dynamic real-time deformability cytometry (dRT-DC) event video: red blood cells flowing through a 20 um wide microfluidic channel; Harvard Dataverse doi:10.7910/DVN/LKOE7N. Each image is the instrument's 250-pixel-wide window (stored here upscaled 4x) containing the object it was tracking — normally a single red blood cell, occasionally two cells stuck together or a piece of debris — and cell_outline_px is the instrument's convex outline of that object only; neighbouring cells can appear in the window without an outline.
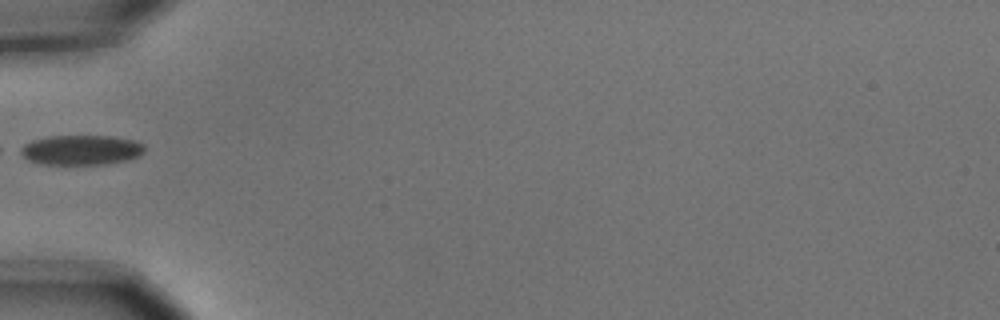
{"species": "common noctule bat (a hibernating species)", "species_latin": "Nyctalus noctula", "temperature_condition": "cold", "stored_images_in_passage": 7, "camera_frame_rate_fps": 3000, "um_per_image_px": 0.085, "animal": {"sex": "male", "body_mass_g": 15.6}, "frame": {"image": 1, "passage_image": 6, "time_ms": 1.667, "image_size_px": [1000, 320], "cell_outline_px": [[144, 152], [136, 156], [124, 160], [104, 164], [40, 164], [28, 160], [16, 152], [16, 148], [32, 140], [48, 136], [112, 136], [136, 140], [144, 144]], "centroid_in_image_um": [6.81, 12.74], "position_along_channel_um": 78.2, "area_um2": 21.79}}
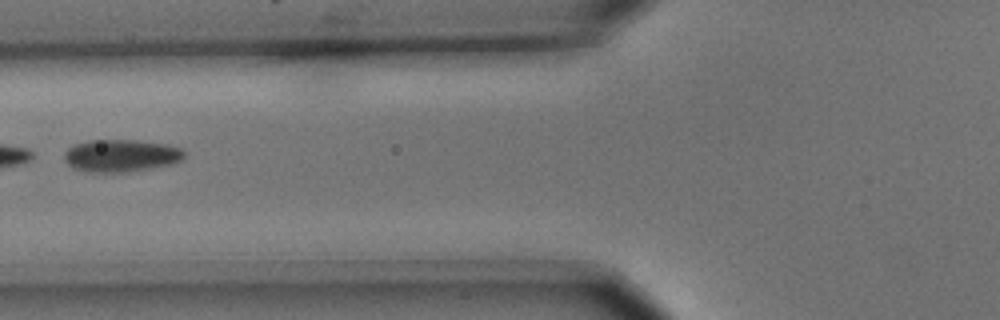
{"frame": {"image": 2, "passage_image": 7, "time_ms": 2.0, "image_size_px": [1000, 320], "cell_outline_px": [[184, 156], [180, 160], [172, 164], [152, 168], [128, 172], [84, 172], [72, 168], [64, 160], [64, 152], [72, 144], [88, 140], [132, 140], [168, 144], [180, 148], [184, 152]], "centroid_in_image_um": [10.23, 13.23], "position_along_channel_um": 115.6, "area_um2": 22.89}}